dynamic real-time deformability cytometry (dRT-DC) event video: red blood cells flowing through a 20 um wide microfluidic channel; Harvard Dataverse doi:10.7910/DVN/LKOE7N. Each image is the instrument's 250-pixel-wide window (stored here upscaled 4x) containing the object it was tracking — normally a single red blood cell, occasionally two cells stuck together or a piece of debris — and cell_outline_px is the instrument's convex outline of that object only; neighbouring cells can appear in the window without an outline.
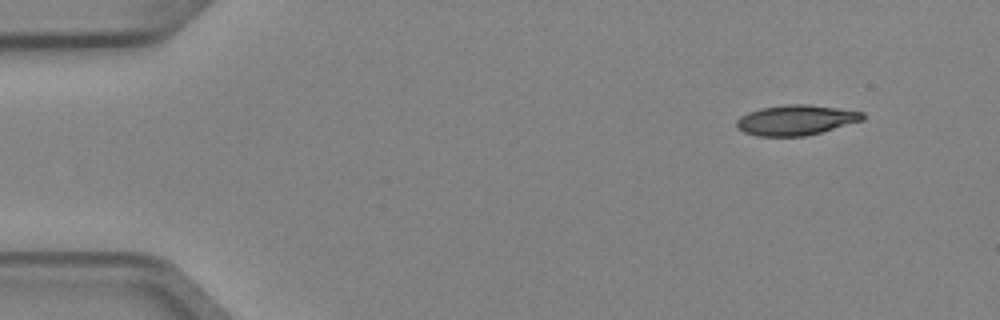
{"species": "Egyptian fruit bat (a non-hibernating species)", "species_latin": "Rousettus aegyptiacus", "temperature_condition": "cold", "stored_images_in_passage": 3, "camera_frame_rate_fps": 3000, "um_per_image_px": 0.085, "animal": {"sex": "female"}, "frame": {"image": 1, "passage_image": 1, "time_ms": 0.0, "image_size_px": [1000, 320], "cell_outline_px": [[864, 120], [820, 132], [804, 136], [756, 136], [744, 132], [736, 128], [736, 120], [740, 116], [748, 112], [760, 108], [788, 104], [808, 104], [864, 112]], "centroid_in_image_um": [67.62, 10.2], "position_along_channel_um": 17.4, "area_um2": 22.14}}